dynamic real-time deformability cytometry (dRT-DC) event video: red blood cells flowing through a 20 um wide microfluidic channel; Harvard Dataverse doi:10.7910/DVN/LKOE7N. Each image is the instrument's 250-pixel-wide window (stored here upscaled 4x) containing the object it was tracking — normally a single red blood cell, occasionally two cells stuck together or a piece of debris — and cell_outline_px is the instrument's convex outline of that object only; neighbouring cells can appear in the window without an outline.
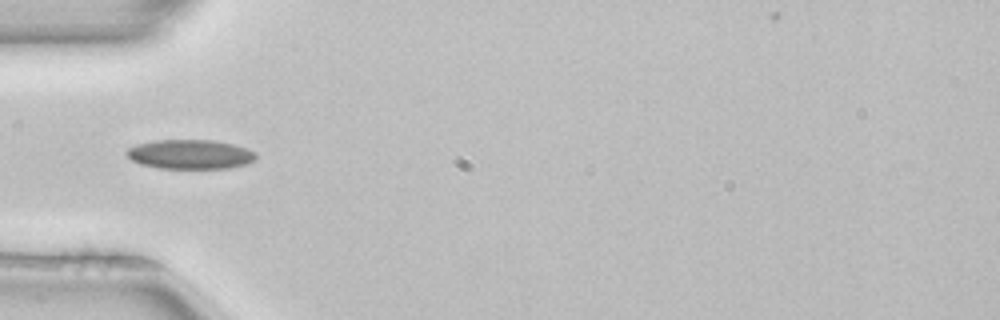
{"species": "common noctule bat (a hibernating species)", "species_latin": "Nyctalus noctula", "temperature_condition": "room temperature", "stored_images_in_passage": 4, "camera_frame_rate_fps": 3000, "um_per_image_px": 0.085, "animal": {"sex": "female", "body_mass_g": 22.7, "forearm_length_mm": 54.2}, "frame": {"image": 1, "passage_image": 4, "time_ms": 1.0, "image_size_px": [1000, 320], "cell_outline_px": [[256, 160], [248, 164], [228, 168], [160, 168], [140, 164], [132, 160], [124, 152], [128, 148], [140, 144], [156, 140], [212, 140], [232, 144], [248, 148], [256, 152]], "centroid_in_image_um": [16.21, 13.12], "position_along_channel_um": 68.8, "area_um2": 22.14}}